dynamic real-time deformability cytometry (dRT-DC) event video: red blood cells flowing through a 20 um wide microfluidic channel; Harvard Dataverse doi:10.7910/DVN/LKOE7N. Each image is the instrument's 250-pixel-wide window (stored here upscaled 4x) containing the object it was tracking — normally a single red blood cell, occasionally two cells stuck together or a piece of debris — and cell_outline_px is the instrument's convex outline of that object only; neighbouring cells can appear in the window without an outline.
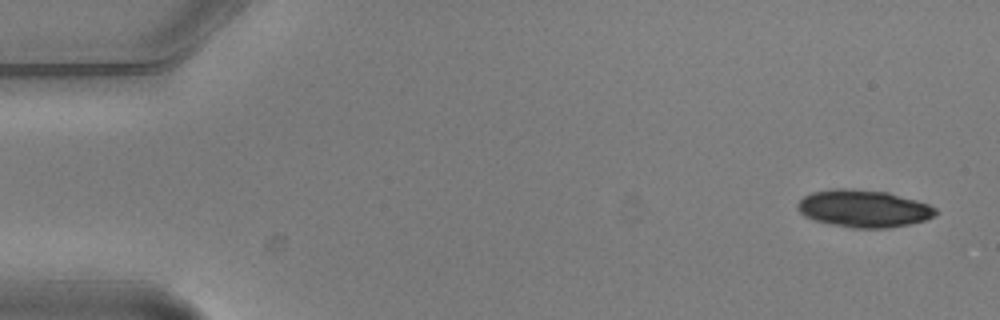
{"species": "common noctule bat (a hibernating species)", "species_latin": "Nyctalus noctula", "temperature_condition": "warm", "stored_images_in_passage": 7, "camera_frame_rate_fps": 3000, "um_per_image_px": 0.085, "animal": {"sex": "male", "body_mass_g": 20.5, "forearm_length_mm": 52.5}, "frame": {"image": 1, "passage_image": 1, "time_ms": 0.0, "image_size_px": [1000, 320], "cell_outline_px": [[940, 212], [936, 216], [924, 220], [908, 224], [888, 228], [852, 228], [832, 224], [816, 220], [804, 216], [796, 208], [796, 204], [804, 196], [812, 192], [832, 188], [852, 188], [888, 192], [916, 200], [928, 204], [936, 208]], "centroid_in_image_um": [73.41, 17.71], "position_along_channel_um": 11.6, "area_um2": 30.23}}